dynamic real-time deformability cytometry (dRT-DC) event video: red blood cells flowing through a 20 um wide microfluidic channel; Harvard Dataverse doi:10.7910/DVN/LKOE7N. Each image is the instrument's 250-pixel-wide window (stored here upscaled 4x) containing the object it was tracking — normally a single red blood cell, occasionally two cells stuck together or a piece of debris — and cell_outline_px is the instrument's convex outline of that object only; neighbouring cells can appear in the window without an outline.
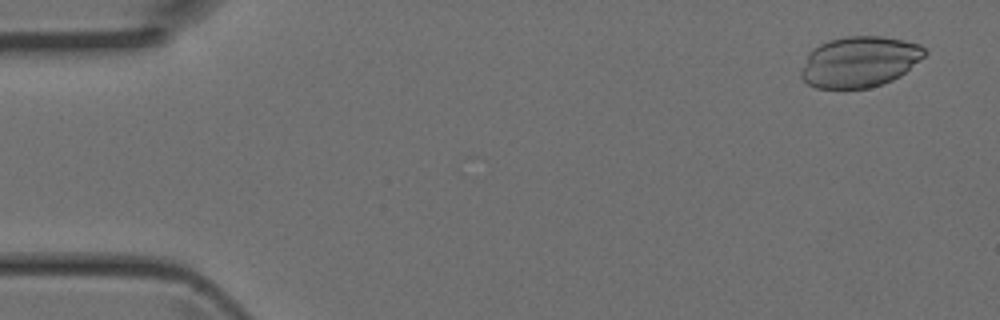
{"species": "Egyptian fruit bat (a non-hibernating species)", "species_latin": "Rousettus aegyptiacus", "temperature_condition": "room temperature", "stored_images_in_passage": 3, "camera_frame_rate_fps": 3000, "um_per_image_px": 0.085, "animal": {"sex": "female"}, "frame": {"image": 1, "passage_image": 1, "time_ms": 0.0, "image_size_px": [1000, 320], "cell_outline_px": [[928, 52], [920, 60], [900, 76], [892, 80], [868, 88], [816, 88], [808, 84], [800, 76], [800, 72], [812, 48], [828, 40], [844, 36], [880, 36], [904, 40], [920, 44], [928, 48]], "centroid_in_image_um": [73.08, 5.24], "position_along_channel_um": 11.9, "area_um2": 36.65}}